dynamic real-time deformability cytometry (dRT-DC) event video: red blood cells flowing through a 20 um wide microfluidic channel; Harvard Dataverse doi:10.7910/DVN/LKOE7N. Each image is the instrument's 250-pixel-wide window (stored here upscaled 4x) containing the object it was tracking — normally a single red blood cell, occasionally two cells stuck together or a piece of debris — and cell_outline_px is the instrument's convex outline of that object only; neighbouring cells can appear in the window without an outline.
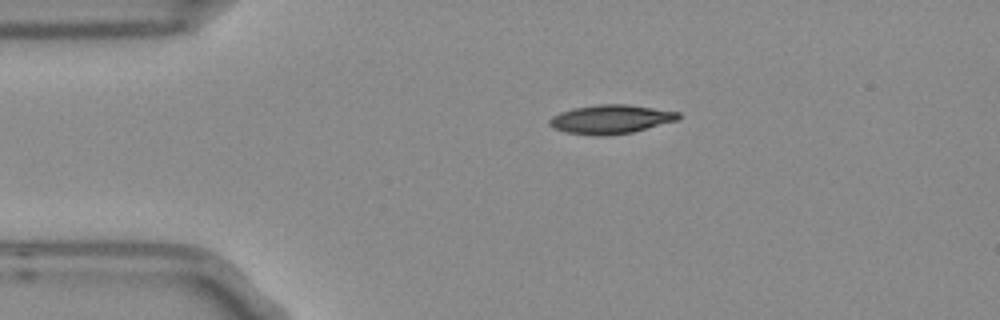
{"species": "Egyptian fruit bat (a non-hibernating species)", "species_latin": "Rousettus aegyptiacus", "temperature_condition": "room temperature", "stored_images_in_passage": 2, "camera_frame_rate_fps": 3000, "um_per_image_px": 0.085, "frame": {"image": 1, "passage_image": 1, "time_ms": 0.0, "image_size_px": [1000, 320], "cell_outline_px": [[680, 116], [676, 120], [632, 132], [608, 136], [596, 136], [564, 132], [552, 128], [548, 124], [548, 120], [552, 116], [560, 112], [572, 108], [600, 104], [628, 104], [680, 112]], "centroid_in_image_um": [51.85, 10.14], "position_along_channel_um": 33.1, "area_um2": 21.79}}